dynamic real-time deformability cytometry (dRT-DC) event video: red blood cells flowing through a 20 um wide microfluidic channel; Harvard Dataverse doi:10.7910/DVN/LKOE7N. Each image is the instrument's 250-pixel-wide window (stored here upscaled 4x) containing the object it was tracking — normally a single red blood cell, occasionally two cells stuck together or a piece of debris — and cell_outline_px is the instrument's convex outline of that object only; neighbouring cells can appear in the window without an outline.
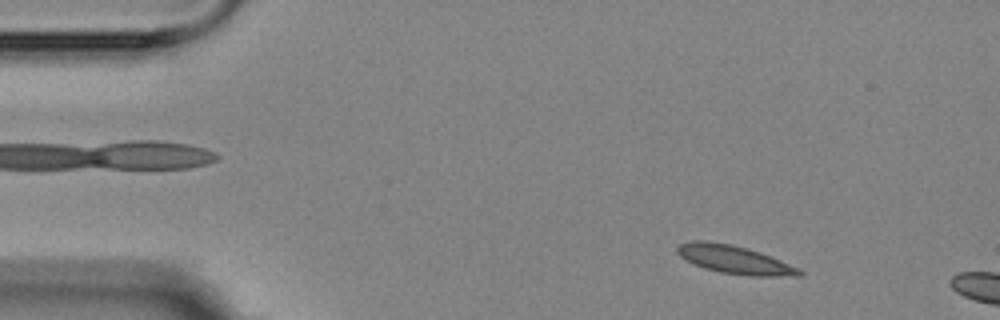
{"species": "Egyptian fruit bat (a non-hibernating species)", "species_latin": "Rousettus aegyptiacus", "temperature_condition": "room temperature", "stored_images_in_passage": 5, "camera_frame_rate_fps": 3000, "um_per_image_px": 0.085, "animal": {"sex": "female"}, "frame": {"image": 1, "passage_image": 2, "time_ms": 1.333, "image_size_px": [1000, 320], "cell_outline_px": [[804, 272], [800, 276], [748, 276], [720, 272], [704, 268], [680, 256], [676, 252], [676, 248], [680, 244], [692, 240], [704, 240], [732, 244], [760, 252], [800, 268]], "centroid_in_image_um": [62.45, 22.07], "position_along_channel_um": 22.5, "area_um2": 20.06}}